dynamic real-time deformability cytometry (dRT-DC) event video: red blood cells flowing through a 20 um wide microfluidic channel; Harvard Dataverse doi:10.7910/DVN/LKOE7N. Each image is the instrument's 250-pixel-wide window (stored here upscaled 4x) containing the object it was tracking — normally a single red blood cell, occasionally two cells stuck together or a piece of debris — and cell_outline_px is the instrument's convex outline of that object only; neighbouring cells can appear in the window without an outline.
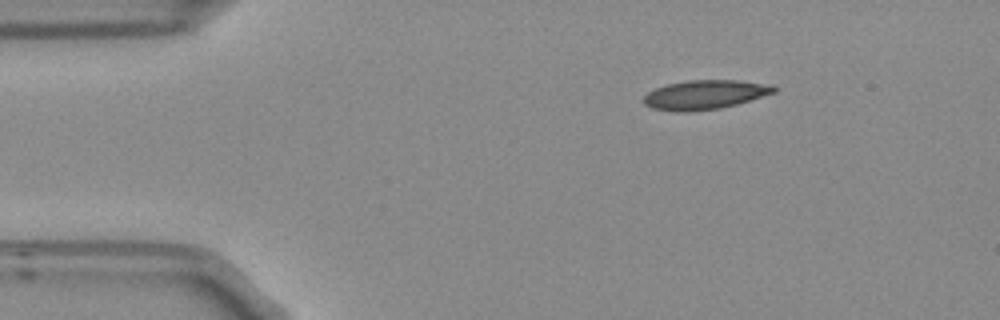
{"species": "Egyptian fruit bat (a non-hibernating species)", "species_latin": "Rousettus aegyptiacus", "temperature_condition": "room temperature", "stored_images_in_passage": 5, "camera_frame_rate_fps": 3000, "um_per_image_px": 0.085, "frame": {"image": 1, "passage_image": 5, "time_ms": 1.333, "image_size_px": [1000, 320], "cell_outline_px": [[776, 92], [736, 104], [720, 108], [688, 112], [676, 112], [652, 108], [644, 104], [644, 96], [648, 92], [656, 88], [668, 84], [688, 80], [740, 80], [772, 84], [776, 88]], "centroid_in_image_um": [59.92, 8.04], "position_along_channel_um": 25.1, "area_um2": 22.2}}